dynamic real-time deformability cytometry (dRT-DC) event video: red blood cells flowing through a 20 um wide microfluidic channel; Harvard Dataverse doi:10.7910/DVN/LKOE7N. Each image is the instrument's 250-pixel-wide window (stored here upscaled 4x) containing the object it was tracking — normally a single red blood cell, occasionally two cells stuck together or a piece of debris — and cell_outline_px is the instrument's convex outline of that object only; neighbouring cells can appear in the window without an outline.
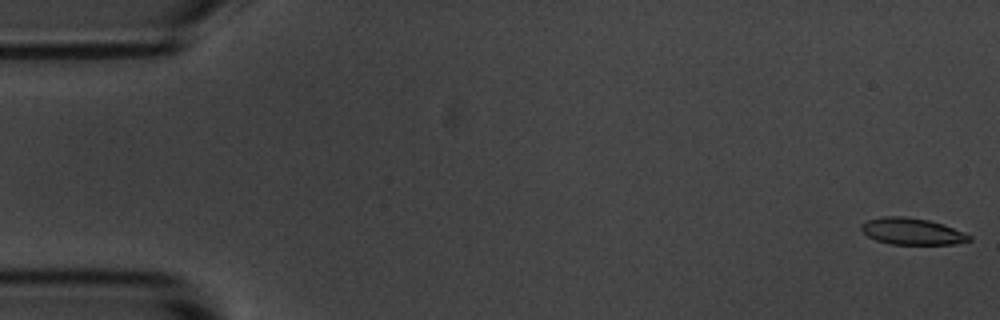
{"species": "common noctule bat (a hibernating species)", "species_latin": "Nyctalus noctula", "temperature_condition": "room temperature", "stored_images_in_passage": 6, "camera_frame_rate_fps": 3000, "um_per_image_px": 0.085, "animal": {"sex": "male", "body_mass_g": 20.1, "forearm_length_mm": 53.5}, "frame": {"image": 1, "passage_image": 1, "time_ms": 0.0, "image_size_px": [1000, 320], "cell_outline_px": [[972, 240], [956, 244], [892, 244], [876, 240], [868, 236], [860, 228], [860, 224], [868, 220], [884, 216], [904, 216], [928, 220], [944, 224], [964, 232], [972, 236]], "centroid_in_image_um": [77.55, 19.66], "position_along_channel_um": 7.5, "area_um2": 16.76}}